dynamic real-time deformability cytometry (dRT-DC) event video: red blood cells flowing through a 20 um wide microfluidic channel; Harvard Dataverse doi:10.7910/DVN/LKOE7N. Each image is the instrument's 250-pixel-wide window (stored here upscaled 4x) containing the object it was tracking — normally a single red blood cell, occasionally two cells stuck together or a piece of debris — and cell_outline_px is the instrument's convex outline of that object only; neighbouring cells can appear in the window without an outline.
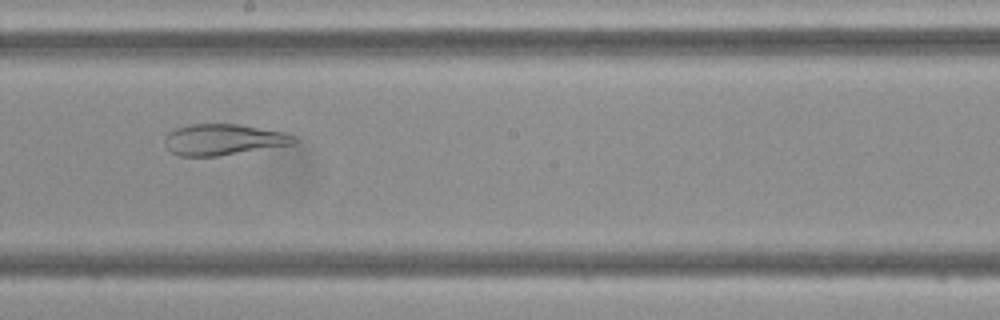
{"species": "Egyptian fruit bat (a non-hibernating species)", "species_latin": "Rousettus aegyptiacus", "temperature_condition": "cold", "stored_images_in_passage": 47, "camera_frame_rate_fps": 3000, "um_per_image_px": 0.085, "frame": {"image": 1, "passage_image": 26, "time_ms": 8.333, "image_size_px": [1000, 320], "cell_outline_px": [[296, 144], [216, 156], [180, 156], [172, 152], [164, 144], [164, 136], [168, 132], [176, 128], [192, 124], [236, 124], [280, 132], [296, 136]], "centroid_in_image_um": [18.95, 11.87], "position_along_channel_um": 229.2, "area_um2": 23.18}}
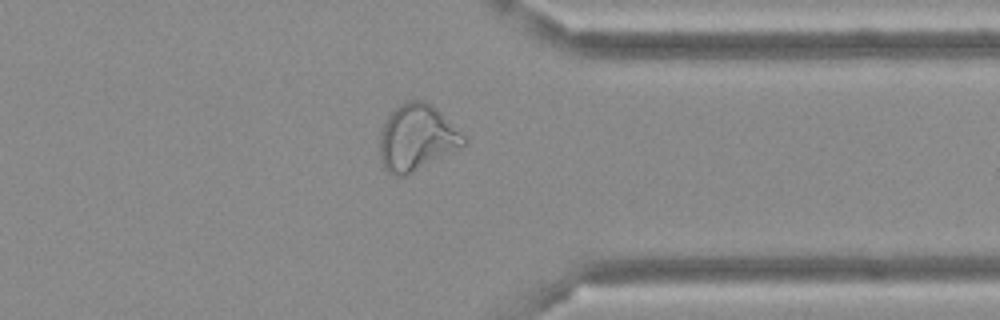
{"frame": {"image": 2, "passage_image": 37, "time_ms": 12.0, "image_size_px": [1000, 320], "cell_outline_px": [[468, 144], [404, 176], [396, 176], [388, 172], [384, 168], [380, 160], [380, 128], [388, 116], [400, 104], [408, 100], [424, 100], [432, 104], [468, 136]], "centroid_in_image_um": [35.46, 11.68], "position_along_channel_um": 375.9, "area_um2": 32.71}}
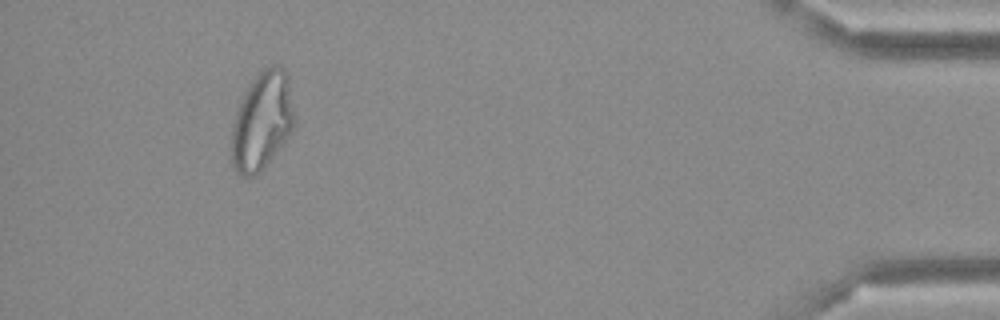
{"frame": {"image": 3, "passage_image": 44, "time_ms": 14.333, "image_size_px": [1000, 320], "cell_outline_px": [[296, 124], [292, 132], [264, 168], [256, 176], [244, 176], [236, 172], [232, 168], [232, 124], [240, 100], [244, 92], [260, 68], [268, 64], [276, 64], [284, 68], [288, 76]], "centroid_in_image_um": [22.29, 10.25], "position_along_channel_um": 412.9, "area_um2": 36.53}}